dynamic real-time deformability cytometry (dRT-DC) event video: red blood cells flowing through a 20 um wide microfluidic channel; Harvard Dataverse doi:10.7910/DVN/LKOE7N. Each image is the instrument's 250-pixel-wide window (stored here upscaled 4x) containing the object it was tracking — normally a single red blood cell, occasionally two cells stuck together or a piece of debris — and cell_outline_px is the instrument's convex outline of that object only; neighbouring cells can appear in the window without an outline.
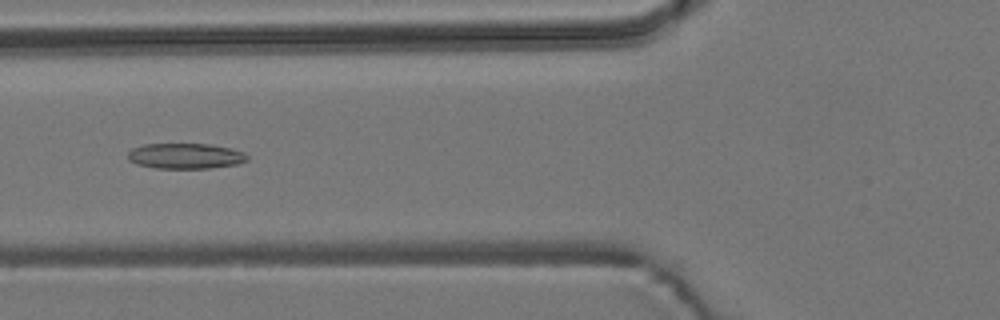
{"species": "common noctule bat (a hibernating species)", "species_latin": "Nyctalus noctula", "temperature_condition": "room temperature", "stored_images_in_passage": 49, "camera_frame_rate_fps": 3000, "um_per_image_px": 0.085, "animal": {"sex": "male", "body_mass_g": 19.2, "forearm_length_mm": 51.8}, "frame": {"image": 1, "passage_image": 20, "time_ms": 6.333, "image_size_px": [1000, 320], "cell_outline_px": [[248, 160], [236, 164], [208, 168], [156, 168], [136, 164], [128, 160], [128, 152], [132, 148], [144, 144], [208, 144], [232, 148], [244, 152], [248, 156]], "centroid_in_image_um": [15.75, 13.25], "position_along_channel_um": 110.0, "area_um2": 17.74}}
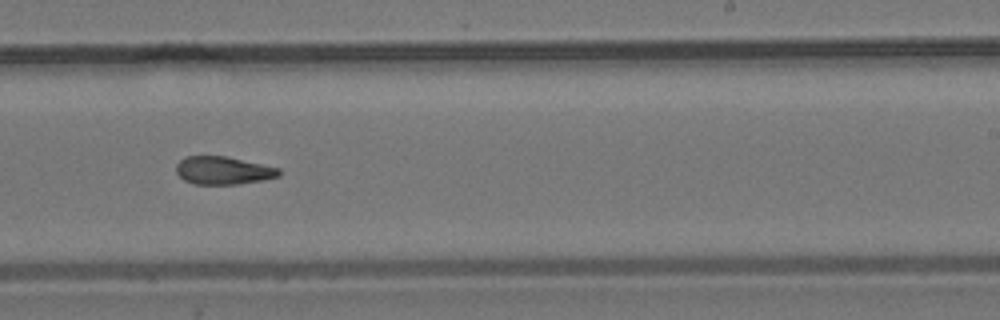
{"frame": {"image": 2, "passage_image": 33, "time_ms": 10.667, "image_size_px": [1000, 320], "cell_outline_px": [[280, 176], [264, 180], [236, 184], [192, 184], [184, 180], [176, 172], [176, 164], [180, 160], [188, 156], [224, 156], [280, 168]], "centroid_in_image_um": [18.96, 14.5], "position_along_channel_um": 270.0, "area_um2": 16.65}}
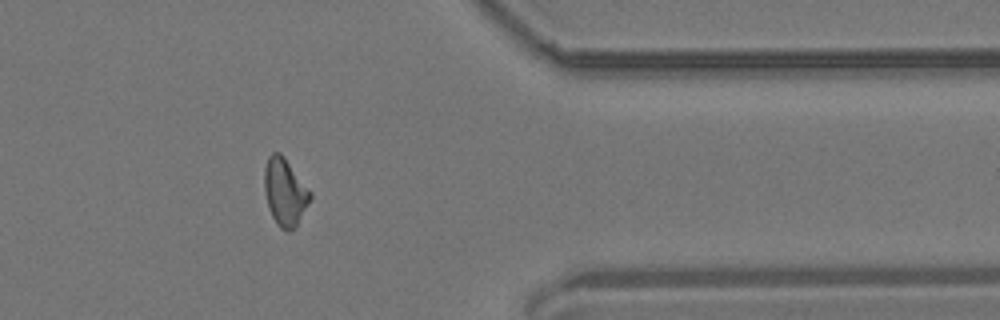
{"frame": {"image": 3, "passage_image": 44, "time_ms": 14.333, "image_size_px": [1000, 320], "cell_outline_px": [[312, 196], [296, 228], [288, 232], [280, 228], [276, 224], [268, 208], [264, 188], [264, 168], [268, 156], [272, 152], [280, 152], [284, 156], [312, 192]], "centroid_in_image_um": [24.22, 16.33], "position_along_channel_um": 387.2, "area_um2": 18.26}, "authors_computed_cell_mechanics": {"area_um2": 17.6868, "velocity_mm_per_s": 3.6929, "shape_relaxation_time_tau1_ms": null, "shape_relaxation_time_tau2_ms": 5.6167, "deformation_change_tau1": null, "deformation_change_tau2": 0.1461}}